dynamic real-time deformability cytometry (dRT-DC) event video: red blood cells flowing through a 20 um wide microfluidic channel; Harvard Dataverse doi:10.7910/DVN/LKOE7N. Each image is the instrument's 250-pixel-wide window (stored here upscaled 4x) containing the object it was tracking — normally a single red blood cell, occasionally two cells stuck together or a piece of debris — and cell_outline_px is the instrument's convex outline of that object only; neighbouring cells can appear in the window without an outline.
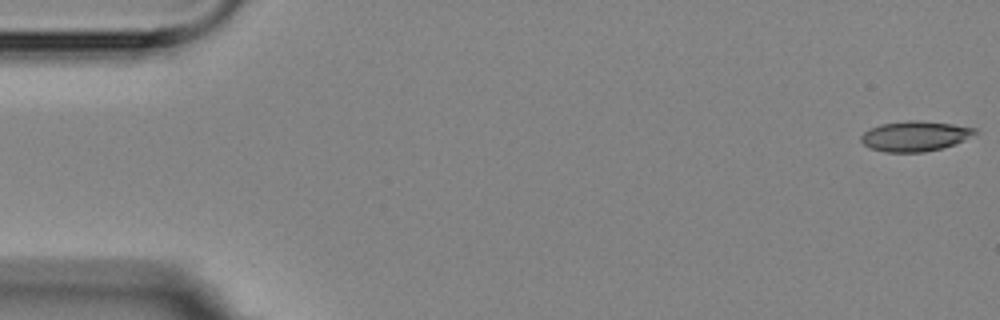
{"species": "Egyptian fruit bat (a non-hibernating species)", "species_latin": "Rousettus aegyptiacus", "temperature_condition": "room temperature", "stored_images_in_passage": 8, "camera_frame_rate_fps": 3000, "um_per_image_px": 0.085, "animal": {"sex": "female"}, "frame": {"image": 1, "passage_image": 1, "time_ms": 0.0, "image_size_px": [1000, 320], "cell_outline_px": [[976, 132], [964, 140], [956, 144], [924, 152], [884, 152], [872, 148], [864, 144], [860, 140], [860, 136], [864, 132], [880, 124], [908, 120], [916, 120], [952, 124], [976, 128]], "centroid_in_image_um": [77.75, 11.57], "position_along_channel_um": 7.2, "area_um2": 19.83}}
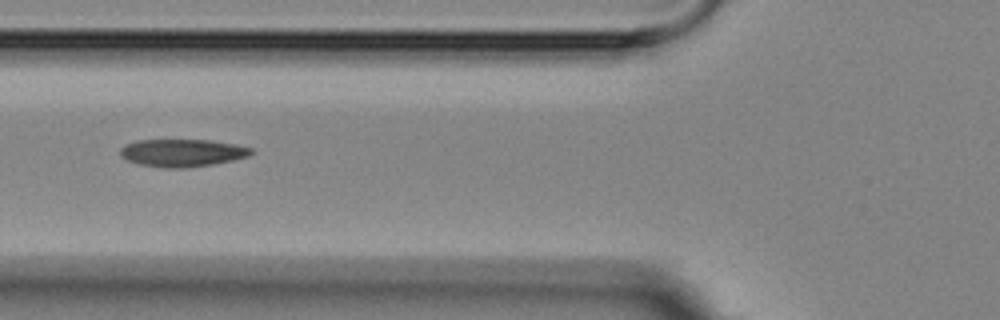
{"frame": {"image": 2, "passage_image": 7, "time_ms": 6.667, "image_size_px": [1000, 320], "cell_outline_px": [[252, 152], [248, 156], [232, 160], [212, 164], [184, 168], [168, 168], [140, 164], [128, 160], [120, 156], [120, 148], [124, 144], [136, 140], [208, 140], [236, 144], [252, 148]], "centroid_in_image_um": [15.46, 12.98], "position_along_channel_um": 110.3, "area_um2": 20.92}}
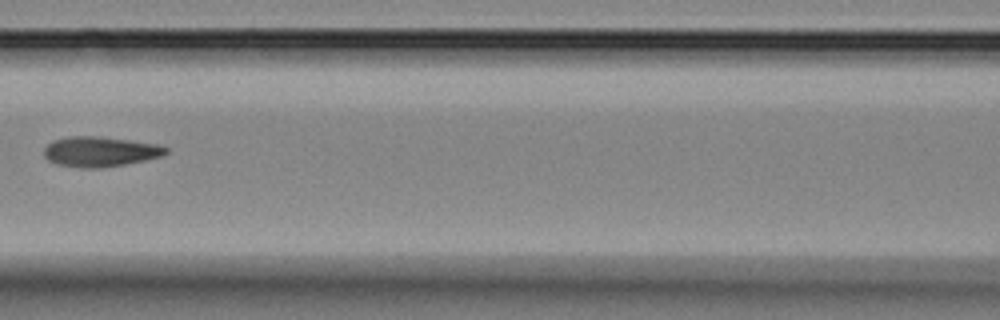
{"frame": {"image": 3, "passage_image": 8, "time_ms": 8.0, "image_size_px": [1000, 320], "cell_outline_px": [[168, 152], [164, 156], [148, 160], [104, 168], [80, 168], [56, 164], [48, 160], [44, 156], [44, 148], [52, 140], [68, 136], [96, 136], [160, 144], [168, 148]], "centroid_in_image_um": [8.53, 12.9], "position_along_channel_um": 158.1, "area_um2": 21.73}}